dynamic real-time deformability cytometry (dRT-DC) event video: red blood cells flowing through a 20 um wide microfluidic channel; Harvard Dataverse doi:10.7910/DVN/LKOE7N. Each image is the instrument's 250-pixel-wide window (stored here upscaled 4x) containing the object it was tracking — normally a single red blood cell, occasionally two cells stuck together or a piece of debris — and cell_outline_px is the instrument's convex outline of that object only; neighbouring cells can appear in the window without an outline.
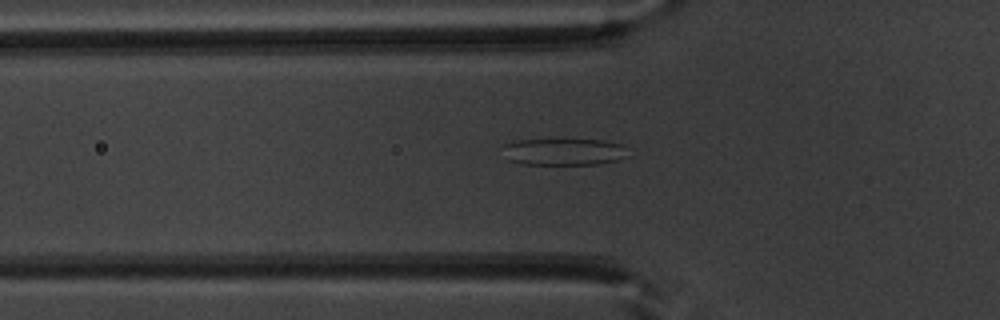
{"species": "common noctule bat (a hibernating species)", "species_latin": "Nyctalus noctula", "temperature_condition": "warm", "stored_images_in_passage": 43, "camera_frame_rate_fps": 3000, "um_per_image_px": 0.085, "animal": {"sex": "male", "body_mass_g": 20.1, "forearm_length_mm": 53.5}, "frame": {"image": 1, "passage_image": 9, "time_ms": 2.667, "image_size_px": [1000, 320], "cell_outline_px": [[632, 156], [620, 160], [600, 164], [520, 164], [508, 160], [504, 144], [516, 140], [604, 140], [620, 144]], "centroid_in_image_um": [48.0, 12.91], "position_along_channel_um": 77.8, "area_um2": 19.59}}
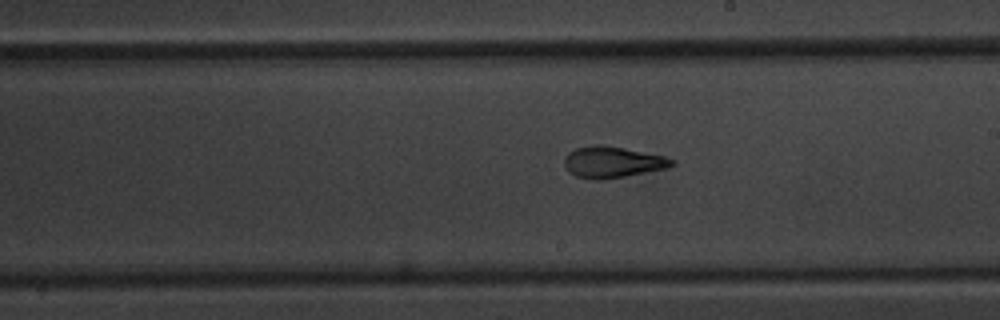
{"frame": {"image": 2, "passage_image": 21, "time_ms": 6.667, "image_size_px": [1000, 320], "cell_outline_px": [[676, 164], [664, 168], [624, 176], [600, 180], [596, 180], [576, 176], [568, 172], [564, 164], [564, 160], [568, 152], [576, 148], [596, 144], [600, 144], [624, 148], [664, 156], [672, 160]], "centroid_in_image_um": [52.0, 13.77], "position_along_channel_um": 237.0, "area_um2": 19.31}}
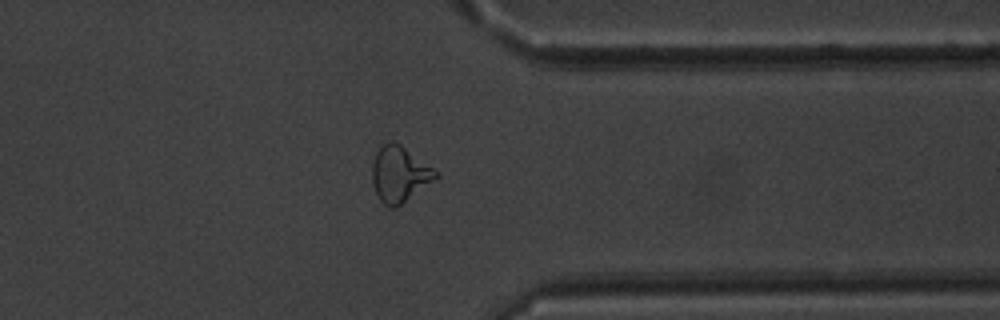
{"frame": {"image": 3, "passage_image": 32, "time_ms": 10.333, "image_size_px": [1000, 320], "cell_outline_px": [[440, 176], [396, 208], [388, 208], [380, 200], [372, 184], [372, 164], [376, 152], [388, 140], [392, 140], [400, 144], [440, 172]], "centroid_in_image_um": [33.97, 14.8], "position_along_channel_um": 377.4, "area_um2": 20.81}, "authors_computed_cell_mechanics": {"area_um2": 19.9988, "velocity_mm_per_s": 3.9525, "shape_relaxation_time_tau1_ms": 8.4005, "shape_relaxation_time_tau2_ms": 1.4389, "deformation_change_tau1": 0.2357, "deformation_change_tau2": 0.1012}}